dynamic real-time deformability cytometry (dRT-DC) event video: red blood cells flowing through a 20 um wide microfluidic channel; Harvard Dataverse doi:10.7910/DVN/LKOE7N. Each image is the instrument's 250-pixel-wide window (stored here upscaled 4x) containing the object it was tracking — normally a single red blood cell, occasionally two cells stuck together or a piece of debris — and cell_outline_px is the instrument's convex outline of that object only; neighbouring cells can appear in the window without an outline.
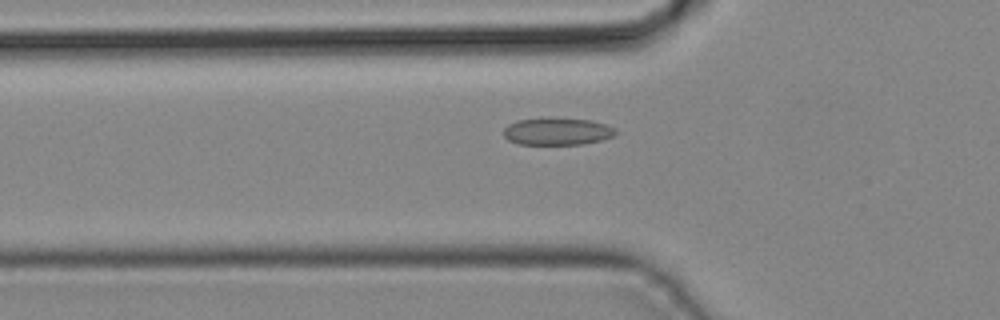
{"species": "common noctule bat (a hibernating species)", "species_latin": "Nyctalus noctula", "temperature_condition": "cold", "stored_images_in_passage": 43, "camera_frame_rate_fps": 3000, "um_per_image_px": 0.085, "animal": {"sex": "male", "body_mass_g": 19.2, "forearm_length_mm": 51.8}, "frame": {"image": 1, "passage_image": 15, "time_ms": 4.667, "image_size_px": [1000, 320], "cell_outline_px": [[616, 132], [612, 136], [600, 140], [580, 144], [516, 144], [508, 140], [504, 136], [504, 128], [508, 124], [516, 120], [548, 116], [592, 120], [616, 128]], "centroid_in_image_um": [47.31, 11.14], "position_along_channel_um": 78.5, "area_um2": 18.15}}
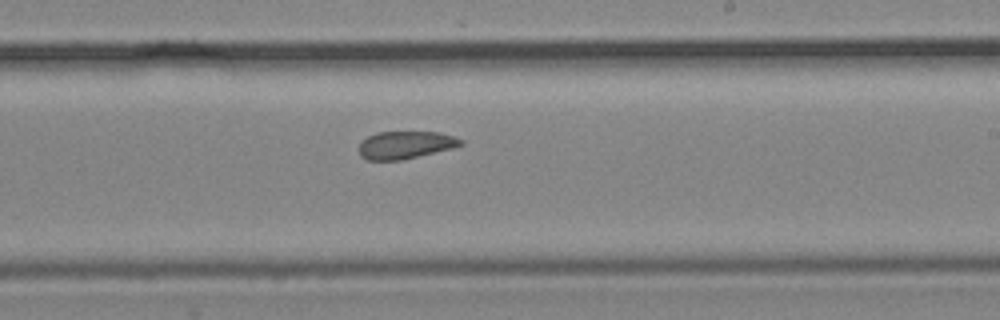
{"frame": {"image": 2, "passage_image": 26, "time_ms": 8.333, "image_size_px": [1000, 320], "cell_outline_px": [[464, 144], [452, 148], [400, 160], [368, 160], [360, 156], [360, 144], [368, 136], [376, 132], [440, 132], [464, 140]], "centroid_in_image_um": [34.47, 12.31], "position_along_channel_um": 254.5, "area_um2": 16.18}}
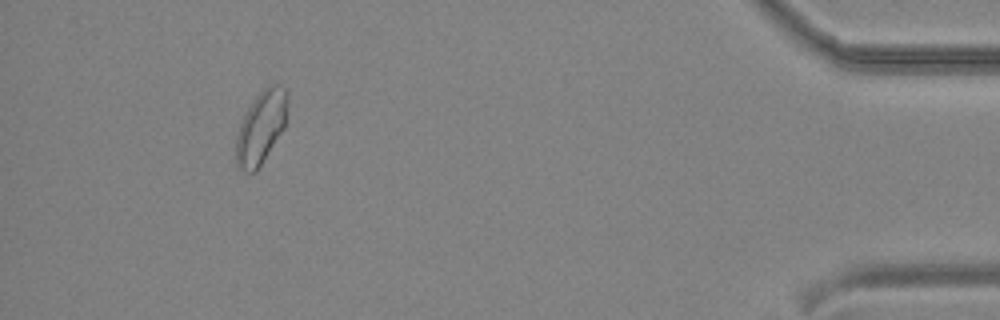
{"frame": {"image": 3, "passage_image": 40, "time_ms": 13.0, "image_size_px": [1000, 320], "cell_outline_px": [[288, 100], [284, 128], [256, 172], [244, 172], [236, 168], [236, 136], [240, 124], [248, 108], [256, 96], [268, 84], [280, 84], [288, 92]], "centroid_in_image_um": [22.19, 10.82], "position_along_channel_um": 413.0, "area_um2": 21.85}}